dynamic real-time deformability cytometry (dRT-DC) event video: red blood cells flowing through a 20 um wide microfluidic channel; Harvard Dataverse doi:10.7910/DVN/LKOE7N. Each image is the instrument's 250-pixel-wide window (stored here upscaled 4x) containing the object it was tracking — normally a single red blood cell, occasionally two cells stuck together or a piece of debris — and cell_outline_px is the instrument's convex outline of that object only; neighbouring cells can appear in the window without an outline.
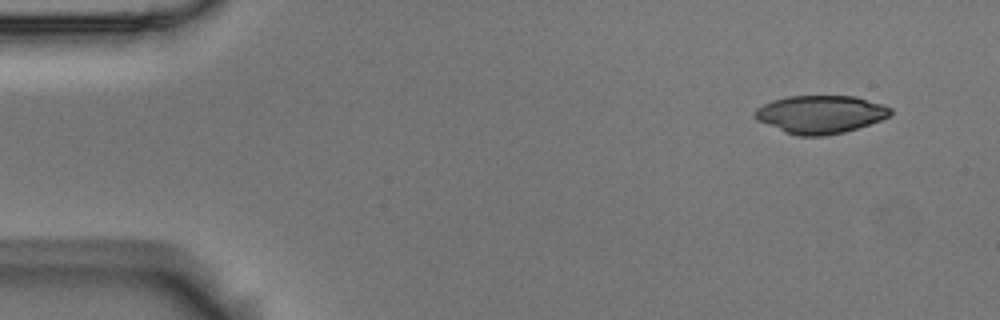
{"species": "Egyptian fruit bat (a non-hibernating species)", "species_latin": "Rousettus aegyptiacus", "temperature_condition": "room temperature", "stored_images_in_passage": 5, "camera_frame_rate_fps": 3000, "um_per_image_px": 0.085, "animal": {"sex": "male"}, "frame": {"image": 1, "passage_image": 1, "time_ms": 0.0, "image_size_px": [1000, 320], "cell_outline_px": [[892, 116], [844, 132], [824, 136], [800, 136], [784, 132], [756, 120], [752, 116], [756, 108], [772, 100], [788, 96], [856, 96], [884, 104], [892, 108]], "centroid_in_image_um": [69.73, 9.71], "position_along_channel_um": 15.3, "area_um2": 30.23}}
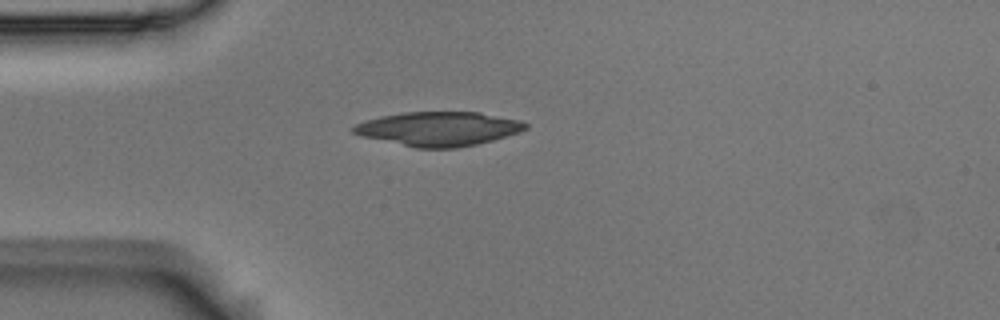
{"frame": {"image": 2, "passage_image": 4, "time_ms": 1.0, "image_size_px": [1000, 320], "cell_outline_px": [[528, 128], [520, 132], [492, 140], [476, 144], [456, 148], [416, 148], [360, 136], [352, 132], [352, 128], [356, 124], [380, 116], [404, 112], [480, 112], [520, 120], [528, 124]], "centroid_in_image_um": [37.29, 10.95], "position_along_channel_um": 47.7, "area_um2": 34.22}}